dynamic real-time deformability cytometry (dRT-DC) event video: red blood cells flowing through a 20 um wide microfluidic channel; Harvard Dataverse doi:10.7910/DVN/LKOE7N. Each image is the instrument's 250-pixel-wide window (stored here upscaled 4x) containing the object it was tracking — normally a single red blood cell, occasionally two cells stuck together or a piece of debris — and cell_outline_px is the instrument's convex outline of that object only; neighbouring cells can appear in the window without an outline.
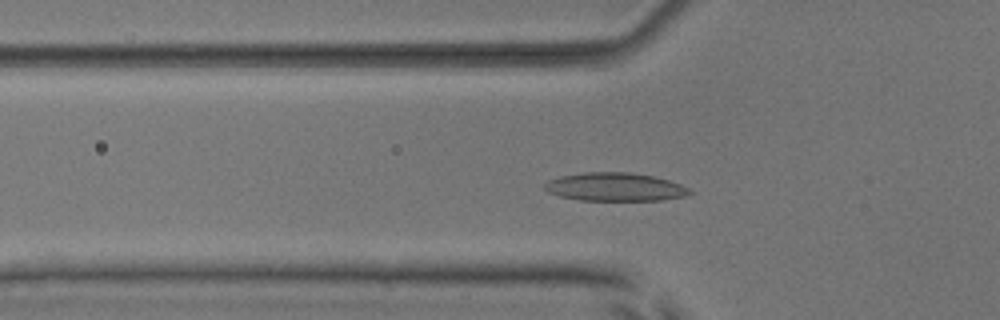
{"species": "common noctule bat (a hibernating species)", "species_latin": "Nyctalus noctula", "temperature_condition": "room temperature", "stored_images_in_passage": 52, "camera_frame_rate_fps": 3000, "um_per_image_px": 0.085, "animal": {"sex": "male", "body_mass_g": 17.9, "forearm_length_mm": 54.2}, "frame": {"image": 1, "passage_image": 16, "time_ms": 5.0, "image_size_px": [1000, 320], "cell_outline_px": [[696, 192], [688, 196], [660, 200], [580, 200], [560, 196], [548, 192], [544, 188], [544, 184], [548, 180], [560, 176], [584, 172], [628, 172], [652, 176], [668, 180], [680, 184]], "centroid_in_image_um": [52.3, 15.89], "position_along_channel_um": 73.5, "area_um2": 23.99}}
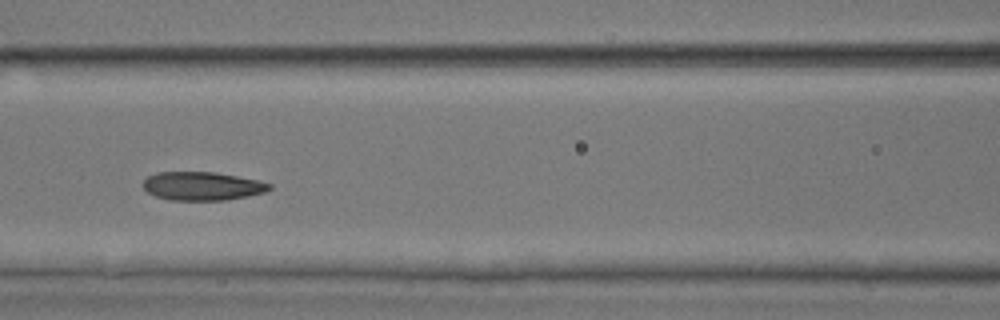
{"frame": {"image": 2, "passage_image": 22, "time_ms": 7.0, "image_size_px": [1000, 320], "cell_outline_px": [[272, 188], [264, 192], [248, 196], [228, 200], [168, 200], [156, 196], [148, 192], [140, 184], [148, 176], [156, 172], [216, 172], [256, 180], [272, 184]], "centroid_in_image_um": [17.16, 15.82], "position_along_channel_um": 149.4, "area_um2": 21.04}}
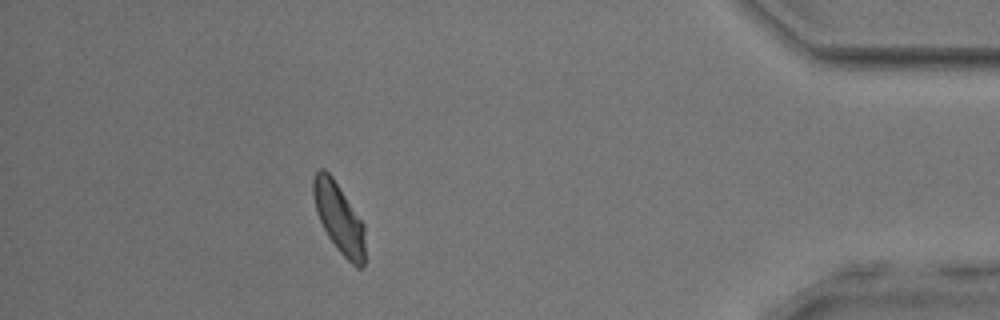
{"frame": {"image": 3, "passage_image": 46, "time_ms": 15.0, "image_size_px": [1000, 320], "cell_outline_px": [[364, 264], [360, 268], [356, 268], [336, 248], [328, 236], [316, 212], [312, 192], [312, 180], [316, 172], [320, 168], [324, 168], [332, 176], [364, 224]], "centroid_in_image_um": [28.79, 18.51], "position_along_channel_um": 406.4, "area_um2": 20.92}, "authors_computed_cell_mechanics": {"area_um2": 21.6172, "velocity_mm_per_s": 3.792, "shape_relaxation_time_tau1_ms": 3.4922, "shape_relaxation_time_tau2_ms": 2.1692, "deformation_change_tau1": 0.0951, "deformation_change_tau2": 0.0622}}